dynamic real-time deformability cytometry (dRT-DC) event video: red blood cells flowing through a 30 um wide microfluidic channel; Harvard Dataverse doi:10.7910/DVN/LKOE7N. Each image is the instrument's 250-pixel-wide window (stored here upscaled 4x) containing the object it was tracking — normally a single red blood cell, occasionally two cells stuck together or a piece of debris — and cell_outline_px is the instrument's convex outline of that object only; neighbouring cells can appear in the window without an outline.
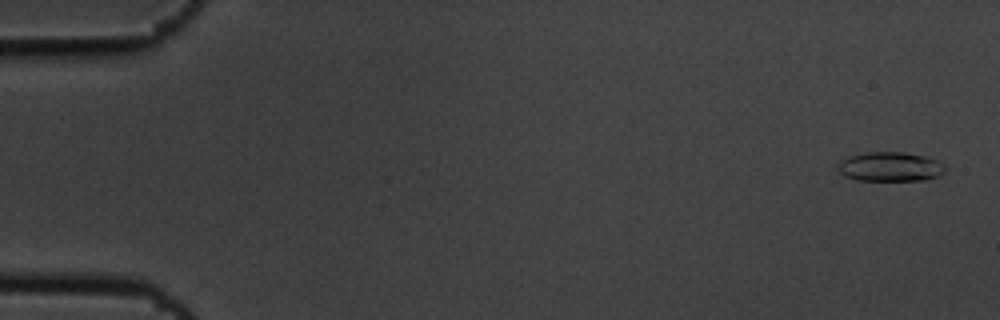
{"species": "common noctule bat (a hibernating species)", "species_latin": "Nyctalus noctula", "temperature_condition": "cold", "stored_images_in_passage": 55, "camera_frame_rate_fps": 3000, "um_per_image_px": 0.085, "animal": {"sex": "male", "body_mass_g": 19.5, "forearm_length_mm": 54.6}, "frame": {"image": 1, "passage_image": 2, "time_ms": 0.333, "image_size_px": [1000, 320], "cell_outline_px": [[948, 168], [944, 172], [928, 180], [856, 180], [844, 176], [836, 168], [836, 164], [840, 160], [848, 156], [868, 152], [904, 152], [924, 156], [936, 160]], "centroid_in_image_um": [75.63, 14.17], "position_along_channel_um": 9.4, "area_um2": 18.5}}
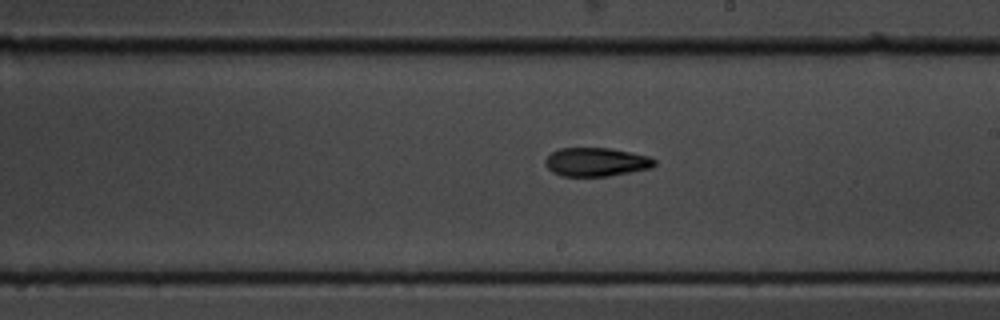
{"frame": {"image": 2, "passage_image": 32, "time_ms": 10.333, "image_size_px": [1000, 320], "cell_outline_px": [[656, 164], [652, 168], [608, 176], [560, 176], [552, 172], [544, 164], [544, 160], [552, 152], [560, 148], [612, 148], [632, 152], [648, 156], [656, 160]], "centroid_in_image_um": [50.68, 13.77], "position_along_channel_um": 238.3, "area_um2": 18.38}}
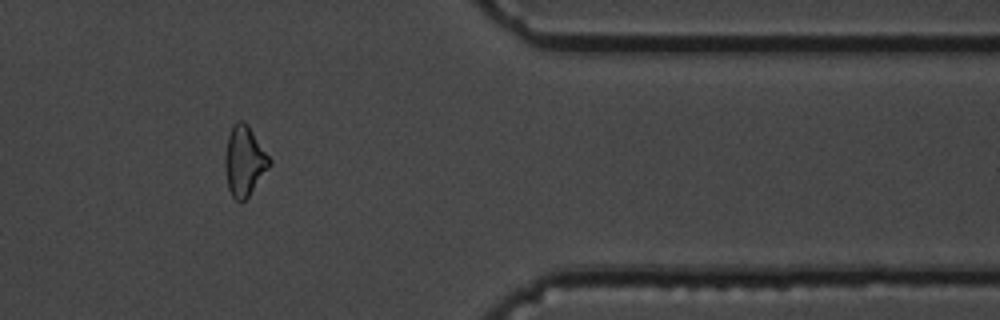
{"frame": {"image": 3, "passage_image": 46, "time_ms": 15.0, "image_size_px": [1000, 320], "cell_outline_px": [[272, 164], [248, 196], [240, 204], [232, 196], [228, 188], [224, 164], [224, 156], [228, 136], [232, 128], [240, 120], [244, 120], [248, 124], [272, 160]], "centroid_in_image_um": [20.78, 13.7], "position_along_channel_um": 390.6, "area_um2": 18.15}, "authors_computed_cell_mechanics": {"area_um2": 18.3804, "velocity_mm_per_s": 3.6723, "shape_relaxation_time_tau1_ms": 6.1607, "shape_relaxation_time_tau2_ms": 9.0511, "deformation_change_tau1": 0.1828, "deformation_change_tau2": 0.2049}}